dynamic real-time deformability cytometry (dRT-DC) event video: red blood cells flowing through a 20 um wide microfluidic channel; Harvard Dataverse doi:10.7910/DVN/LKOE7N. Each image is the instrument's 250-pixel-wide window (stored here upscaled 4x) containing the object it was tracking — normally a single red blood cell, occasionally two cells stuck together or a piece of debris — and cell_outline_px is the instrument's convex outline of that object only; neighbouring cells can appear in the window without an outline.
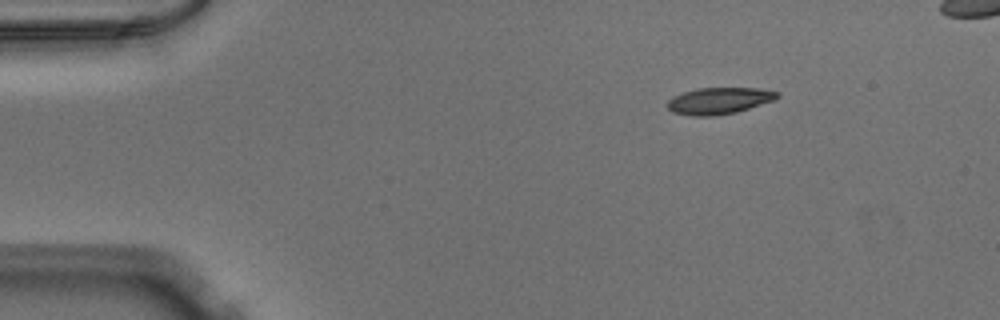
{"species": "Egyptian fruit bat (a non-hibernating species)", "species_latin": "Rousettus aegyptiacus", "temperature_condition": "warm", "stored_images_in_passage": 8, "camera_frame_rate_fps": 3000, "um_per_image_px": 0.085, "animal": {"sex": "male"}, "frame": {"image": 1, "passage_image": 1, "time_ms": 0.0, "image_size_px": [1000, 320], "cell_outline_px": [[780, 96], [776, 100], [736, 112], [712, 116], [692, 116], [672, 112], [668, 108], [668, 100], [672, 96], [696, 88], [760, 88], [780, 92]], "centroid_in_image_um": [61.15, 8.56], "position_along_channel_um": 23.9, "area_um2": 17.17}}